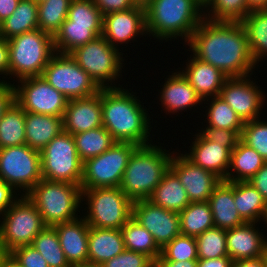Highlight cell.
I'll return each mask as SVG.
<instances>
[{"label":"cell","instance_id":"45","mask_svg":"<svg viewBox=\"0 0 267 267\" xmlns=\"http://www.w3.org/2000/svg\"><path fill=\"white\" fill-rule=\"evenodd\" d=\"M67 18L73 24L102 25L103 15L93 0H72Z\"/></svg>","mask_w":267,"mask_h":267},{"label":"cell","instance_id":"18","mask_svg":"<svg viewBox=\"0 0 267 267\" xmlns=\"http://www.w3.org/2000/svg\"><path fill=\"white\" fill-rule=\"evenodd\" d=\"M145 34V35H144ZM145 8L134 6L131 9L103 15L102 36L118 49L121 44L136 41L139 36L146 37ZM120 46H119V45Z\"/></svg>","mask_w":267,"mask_h":267},{"label":"cell","instance_id":"34","mask_svg":"<svg viewBox=\"0 0 267 267\" xmlns=\"http://www.w3.org/2000/svg\"><path fill=\"white\" fill-rule=\"evenodd\" d=\"M125 249L148 256L154 263L161 255V248L152 234L142 227L133 217L121 228Z\"/></svg>","mask_w":267,"mask_h":267},{"label":"cell","instance_id":"52","mask_svg":"<svg viewBox=\"0 0 267 267\" xmlns=\"http://www.w3.org/2000/svg\"><path fill=\"white\" fill-rule=\"evenodd\" d=\"M248 182L261 193L267 202V161Z\"/></svg>","mask_w":267,"mask_h":267},{"label":"cell","instance_id":"40","mask_svg":"<svg viewBox=\"0 0 267 267\" xmlns=\"http://www.w3.org/2000/svg\"><path fill=\"white\" fill-rule=\"evenodd\" d=\"M31 245L39 251L47 261L49 267H71L60 246L59 238L54 226H46L34 238Z\"/></svg>","mask_w":267,"mask_h":267},{"label":"cell","instance_id":"4","mask_svg":"<svg viewBox=\"0 0 267 267\" xmlns=\"http://www.w3.org/2000/svg\"><path fill=\"white\" fill-rule=\"evenodd\" d=\"M157 144L138 146L129 157L120 189L132 202L149 199L170 169L175 150L170 153Z\"/></svg>","mask_w":267,"mask_h":267},{"label":"cell","instance_id":"66","mask_svg":"<svg viewBox=\"0 0 267 267\" xmlns=\"http://www.w3.org/2000/svg\"><path fill=\"white\" fill-rule=\"evenodd\" d=\"M0 38H1V21H0Z\"/></svg>","mask_w":267,"mask_h":267},{"label":"cell","instance_id":"32","mask_svg":"<svg viewBox=\"0 0 267 267\" xmlns=\"http://www.w3.org/2000/svg\"><path fill=\"white\" fill-rule=\"evenodd\" d=\"M266 163V161L251 147L238 141L231 152L230 167L224 181H249Z\"/></svg>","mask_w":267,"mask_h":267},{"label":"cell","instance_id":"49","mask_svg":"<svg viewBox=\"0 0 267 267\" xmlns=\"http://www.w3.org/2000/svg\"><path fill=\"white\" fill-rule=\"evenodd\" d=\"M102 15L125 11L135 6L132 0H93Z\"/></svg>","mask_w":267,"mask_h":267},{"label":"cell","instance_id":"35","mask_svg":"<svg viewBox=\"0 0 267 267\" xmlns=\"http://www.w3.org/2000/svg\"><path fill=\"white\" fill-rule=\"evenodd\" d=\"M203 103L204 105L205 103L208 104L207 106L205 105L207 107L206 116L205 114L203 115L206 117L204 120V123H206L204 125L206 126L205 128L234 130L241 135L244 122L223 99L219 96H214L204 99Z\"/></svg>","mask_w":267,"mask_h":267},{"label":"cell","instance_id":"64","mask_svg":"<svg viewBox=\"0 0 267 267\" xmlns=\"http://www.w3.org/2000/svg\"><path fill=\"white\" fill-rule=\"evenodd\" d=\"M264 224H267V214H266V218H265V220H264ZM266 226V228H267V225H265Z\"/></svg>","mask_w":267,"mask_h":267},{"label":"cell","instance_id":"53","mask_svg":"<svg viewBox=\"0 0 267 267\" xmlns=\"http://www.w3.org/2000/svg\"><path fill=\"white\" fill-rule=\"evenodd\" d=\"M0 81H6L9 79V46L8 40L0 38ZM8 76V77H7Z\"/></svg>","mask_w":267,"mask_h":267},{"label":"cell","instance_id":"58","mask_svg":"<svg viewBox=\"0 0 267 267\" xmlns=\"http://www.w3.org/2000/svg\"><path fill=\"white\" fill-rule=\"evenodd\" d=\"M0 267H22V266L11 253L0 252Z\"/></svg>","mask_w":267,"mask_h":267},{"label":"cell","instance_id":"31","mask_svg":"<svg viewBox=\"0 0 267 267\" xmlns=\"http://www.w3.org/2000/svg\"><path fill=\"white\" fill-rule=\"evenodd\" d=\"M240 23L245 29L254 63L259 67V62L267 60V9L251 10Z\"/></svg>","mask_w":267,"mask_h":267},{"label":"cell","instance_id":"12","mask_svg":"<svg viewBox=\"0 0 267 267\" xmlns=\"http://www.w3.org/2000/svg\"><path fill=\"white\" fill-rule=\"evenodd\" d=\"M137 147L116 142L101 155L84 161L81 188L120 187L129 157Z\"/></svg>","mask_w":267,"mask_h":267},{"label":"cell","instance_id":"46","mask_svg":"<svg viewBox=\"0 0 267 267\" xmlns=\"http://www.w3.org/2000/svg\"><path fill=\"white\" fill-rule=\"evenodd\" d=\"M102 267H154V262L145 254L125 249L122 253L101 264Z\"/></svg>","mask_w":267,"mask_h":267},{"label":"cell","instance_id":"5","mask_svg":"<svg viewBox=\"0 0 267 267\" xmlns=\"http://www.w3.org/2000/svg\"><path fill=\"white\" fill-rule=\"evenodd\" d=\"M26 196L36 206L46 226L70 222L82 215L80 207L84 204L79 185L42 178Z\"/></svg>","mask_w":267,"mask_h":267},{"label":"cell","instance_id":"13","mask_svg":"<svg viewBox=\"0 0 267 267\" xmlns=\"http://www.w3.org/2000/svg\"><path fill=\"white\" fill-rule=\"evenodd\" d=\"M41 76L68 100L88 97L101 89L70 54L55 52Z\"/></svg>","mask_w":267,"mask_h":267},{"label":"cell","instance_id":"43","mask_svg":"<svg viewBox=\"0 0 267 267\" xmlns=\"http://www.w3.org/2000/svg\"><path fill=\"white\" fill-rule=\"evenodd\" d=\"M157 260L187 261L198 260L195 237L180 234L161 249Z\"/></svg>","mask_w":267,"mask_h":267},{"label":"cell","instance_id":"56","mask_svg":"<svg viewBox=\"0 0 267 267\" xmlns=\"http://www.w3.org/2000/svg\"><path fill=\"white\" fill-rule=\"evenodd\" d=\"M154 267H197V260L169 261L156 260Z\"/></svg>","mask_w":267,"mask_h":267},{"label":"cell","instance_id":"7","mask_svg":"<svg viewBox=\"0 0 267 267\" xmlns=\"http://www.w3.org/2000/svg\"><path fill=\"white\" fill-rule=\"evenodd\" d=\"M122 51L113 47L103 36H98L77 47L70 55L100 88H119L123 86L118 84V80L123 76L121 73L126 64Z\"/></svg>","mask_w":267,"mask_h":267},{"label":"cell","instance_id":"27","mask_svg":"<svg viewBox=\"0 0 267 267\" xmlns=\"http://www.w3.org/2000/svg\"><path fill=\"white\" fill-rule=\"evenodd\" d=\"M26 145L39 152L63 131L62 118L25 112Z\"/></svg>","mask_w":267,"mask_h":267},{"label":"cell","instance_id":"36","mask_svg":"<svg viewBox=\"0 0 267 267\" xmlns=\"http://www.w3.org/2000/svg\"><path fill=\"white\" fill-rule=\"evenodd\" d=\"M25 112L14 101L0 119V149L26 144Z\"/></svg>","mask_w":267,"mask_h":267},{"label":"cell","instance_id":"19","mask_svg":"<svg viewBox=\"0 0 267 267\" xmlns=\"http://www.w3.org/2000/svg\"><path fill=\"white\" fill-rule=\"evenodd\" d=\"M62 124L63 131L71 135L103 126L101 89L94 95L69 100Z\"/></svg>","mask_w":267,"mask_h":267},{"label":"cell","instance_id":"8","mask_svg":"<svg viewBox=\"0 0 267 267\" xmlns=\"http://www.w3.org/2000/svg\"><path fill=\"white\" fill-rule=\"evenodd\" d=\"M82 199L88 209L82 216L91 227L121 229L132 217L133 202L120 187L82 189Z\"/></svg>","mask_w":267,"mask_h":267},{"label":"cell","instance_id":"55","mask_svg":"<svg viewBox=\"0 0 267 267\" xmlns=\"http://www.w3.org/2000/svg\"><path fill=\"white\" fill-rule=\"evenodd\" d=\"M20 0H0V21L11 16L14 10L17 8Z\"/></svg>","mask_w":267,"mask_h":267},{"label":"cell","instance_id":"57","mask_svg":"<svg viewBox=\"0 0 267 267\" xmlns=\"http://www.w3.org/2000/svg\"><path fill=\"white\" fill-rule=\"evenodd\" d=\"M232 267H266V262L263 256L253 259H243L233 261Z\"/></svg>","mask_w":267,"mask_h":267},{"label":"cell","instance_id":"60","mask_svg":"<svg viewBox=\"0 0 267 267\" xmlns=\"http://www.w3.org/2000/svg\"><path fill=\"white\" fill-rule=\"evenodd\" d=\"M136 6L146 7L152 0H132Z\"/></svg>","mask_w":267,"mask_h":267},{"label":"cell","instance_id":"44","mask_svg":"<svg viewBox=\"0 0 267 267\" xmlns=\"http://www.w3.org/2000/svg\"><path fill=\"white\" fill-rule=\"evenodd\" d=\"M240 140L267 161V120L258 118L244 122Z\"/></svg>","mask_w":267,"mask_h":267},{"label":"cell","instance_id":"26","mask_svg":"<svg viewBox=\"0 0 267 267\" xmlns=\"http://www.w3.org/2000/svg\"><path fill=\"white\" fill-rule=\"evenodd\" d=\"M215 227L228 230L245 221L234 204V182L222 180L208 199Z\"/></svg>","mask_w":267,"mask_h":267},{"label":"cell","instance_id":"61","mask_svg":"<svg viewBox=\"0 0 267 267\" xmlns=\"http://www.w3.org/2000/svg\"><path fill=\"white\" fill-rule=\"evenodd\" d=\"M71 267H102L101 265H92V264H80V265H74V266H71Z\"/></svg>","mask_w":267,"mask_h":267},{"label":"cell","instance_id":"59","mask_svg":"<svg viewBox=\"0 0 267 267\" xmlns=\"http://www.w3.org/2000/svg\"><path fill=\"white\" fill-rule=\"evenodd\" d=\"M248 7L253 9H263L267 8V0H246Z\"/></svg>","mask_w":267,"mask_h":267},{"label":"cell","instance_id":"2","mask_svg":"<svg viewBox=\"0 0 267 267\" xmlns=\"http://www.w3.org/2000/svg\"><path fill=\"white\" fill-rule=\"evenodd\" d=\"M129 90L124 87L101 88L103 127L116 142H129L137 146L152 144V118L146 106L142 105L141 97Z\"/></svg>","mask_w":267,"mask_h":267},{"label":"cell","instance_id":"54","mask_svg":"<svg viewBox=\"0 0 267 267\" xmlns=\"http://www.w3.org/2000/svg\"><path fill=\"white\" fill-rule=\"evenodd\" d=\"M233 260L229 256L214 259H198L197 267H232Z\"/></svg>","mask_w":267,"mask_h":267},{"label":"cell","instance_id":"23","mask_svg":"<svg viewBox=\"0 0 267 267\" xmlns=\"http://www.w3.org/2000/svg\"><path fill=\"white\" fill-rule=\"evenodd\" d=\"M60 246L70 266L88 263L89 225L83 216L54 225Z\"/></svg>","mask_w":267,"mask_h":267},{"label":"cell","instance_id":"28","mask_svg":"<svg viewBox=\"0 0 267 267\" xmlns=\"http://www.w3.org/2000/svg\"><path fill=\"white\" fill-rule=\"evenodd\" d=\"M102 36V25L73 24L68 18L53 36L55 52L70 54L77 47Z\"/></svg>","mask_w":267,"mask_h":267},{"label":"cell","instance_id":"30","mask_svg":"<svg viewBox=\"0 0 267 267\" xmlns=\"http://www.w3.org/2000/svg\"><path fill=\"white\" fill-rule=\"evenodd\" d=\"M154 205L180 213L190 200L178 176L169 169L148 199Z\"/></svg>","mask_w":267,"mask_h":267},{"label":"cell","instance_id":"22","mask_svg":"<svg viewBox=\"0 0 267 267\" xmlns=\"http://www.w3.org/2000/svg\"><path fill=\"white\" fill-rule=\"evenodd\" d=\"M178 70L168 73L165 83L159 90V100L164 107L165 114H180L182 111L195 109L196 106L203 105V100L189 84L188 80ZM171 74V75H170ZM161 91V92H160Z\"/></svg>","mask_w":267,"mask_h":267},{"label":"cell","instance_id":"11","mask_svg":"<svg viewBox=\"0 0 267 267\" xmlns=\"http://www.w3.org/2000/svg\"><path fill=\"white\" fill-rule=\"evenodd\" d=\"M41 179L39 151L26 144L0 149V180L17 193L26 195Z\"/></svg>","mask_w":267,"mask_h":267},{"label":"cell","instance_id":"29","mask_svg":"<svg viewBox=\"0 0 267 267\" xmlns=\"http://www.w3.org/2000/svg\"><path fill=\"white\" fill-rule=\"evenodd\" d=\"M234 204L245 222H264L267 202L248 181L234 182Z\"/></svg>","mask_w":267,"mask_h":267},{"label":"cell","instance_id":"16","mask_svg":"<svg viewBox=\"0 0 267 267\" xmlns=\"http://www.w3.org/2000/svg\"><path fill=\"white\" fill-rule=\"evenodd\" d=\"M132 217L152 234L161 249L181 234L179 213L154 205L148 199L133 202Z\"/></svg>","mask_w":267,"mask_h":267},{"label":"cell","instance_id":"25","mask_svg":"<svg viewBox=\"0 0 267 267\" xmlns=\"http://www.w3.org/2000/svg\"><path fill=\"white\" fill-rule=\"evenodd\" d=\"M125 250L121 229L89 226L88 263L101 265Z\"/></svg>","mask_w":267,"mask_h":267},{"label":"cell","instance_id":"37","mask_svg":"<svg viewBox=\"0 0 267 267\" xmlns=\"http://www.w3.org/2000/svg\"><path fill=\"white\" fill-rule=\"evenodd\" d=\"M181 234L197 237L214 227L213 216L208 201L190 202L180 213Z\"/></svg>","mask_w":267,"mask_h":267},{"label":"cell","instance_id":"41","mask_svg":"<svg viewBox=\"0 0 267 267\" xmlns=\"http://www.w3.org/2000/svg\"><path fill=\"white\" fill-rule=\"evenodd\" d=\"M72 0H46L38 5V29L52 36L68 16Z\"/></svg>","mask_w":267,"mask_h":267},{"label":"cell","instance_id":"17","mask_svg":"<svg viewBox=\"0 0 267 267\" xmlns=\"http://www.w3.org/2000/svg\"><path fill=\"white\" fill-rule=\"evenodd\" d=\"M170 169L178 176L190 202H206L222 181L213 172L194 165L180 151L174 152Z\"/></svg>","mask_w":267,"mask_h":267},{"label":"cell","instance_id":"47","mask_svg":"<svg viewBox=\"0 0 267 267\" xmlns=\"http://www.w3.org/2000/svg\"><path fill=\"white\" fill-rule=\"evenodd\" d=\"M201 129V130H200ZM197 128L209 141L227 147L231 152L236 148L240 135L234 130L220 128Z\"/></svg>","mask_w":267,"mask_h":267},{"label":"cell","instance_id":"24","mask_svg":"<svg viewBox=\"0 0 267 267\" xmlns=\"http://www.w3.org/2000/svg\"><path fill=\"white\" fill-rule=\"evenodd\" d=\"M186 61L185 68L183 67L179 71L201 99L219 96L220 90L228 77L220 69L199 60L192 54Z\"/></svg>","mask_w":267,"mask_h":267},{"label":"cell","instance_id":"6","mask_svg":"<svg viewBox=\"0 0 267 267\" xmlns=\"http://www.w3.org/2000/svg\"><path fill=\"white\" fill-rule=\"evenodd\" d=\"M9 79L41 76L54 55L53 36L39 29L8 39Z\"/></svg>","mask_w":267,"mask_h":267},{"label":"cell","instance_id":"65","mask_svg":"<svg viewBox=\"0 0 267 267\" xmlns=\"http://www.w3.org/2000/svg\"><path fill=\"white\" fill-rule=\"evenodd\" d=\"M202 4H204L207 0H199Z\"/></svg>","mask_w":267,"mask_h":267},{"label":"cell","instance_id":"48","mask_svg":"<svg viewBox=\"0 0 267 267\" xmlns=\"http://www.w3.org/2000/svg\"><path fill=\"white\" fill-rule=\"evenodd\" d=\"M10 253L22 267H49L47 261L32 245L20 246Z\"/></svg>","mask_w":267,"mask_h":267},{"label":"cell","instance_id":"63","mask_svg":"<svg viewBox=\"0 0 267 267\" xmlns=\"http://www.w3.org/2000/svg\"><path fill=\"white\" fill-rule=\"evenodd\" d=\"M34 1L37 5L44 3L46 0H32Z\"/></svg>","mask_w":267,"mask_h":267},{"label":"cell","instance_id":"51","mask_svg":"<svg viewBox=\"0 0 267 267\" xmlns=\"http://www.w3.org/2000/svg\"><path fill=\"white\" fill-rule=\"evenodd\" d=\"M21 196L8 184L0 180V214L6 211Z\"/></svg>","mask_w":267,"mask_h":267},{"label":"cell","instance_id":"14","mask_svg":"<svg viewBox=\"0 0 267 267\" xmlns=\"http://www.w3.org/2000/svg\"><path fill=\"white\" fill-rule=\"evenodd\" d=\"M17 83L13 82L15 102L24 112L63 117L69 100L42 76L21 79Z\"/></svg>","mask_w":267,"mask_h":267},{"label":"cell","instance_id":"3","mask_svg":"<svg viewBox=\"0 0 267 267\" xmlns=\"http://www.w3.org/2000/svg\"><path fill=\"white\" fill-rule=\"evenodd\" d=\"M145 19L149 37L159 42L182 38L186 44L204 19L203 4L199 0H152L145 7Z\"/></svg>","mask_w":267,"mask_h":267},{"label":"cell","instance_id":"42","mask_svg":"<svg viewBox=\"0 0 267 267\" xmlns=\"http://www.w3.org/2000/svg\"><path fill=\"white\" fill-rule=\"evenodd\" d=\"M198 259H214L228 256L226 230L212 227L195 237Z\"/></svg>","mask_w":267,"mask_h":267},{"label":"cell","instance_id":"50","mask_svg":"<svg viewBox=\"0 0 267 267\" xmlns=\"http://www.w3.org/2000/svg\"><path fill=\"white\" fill-rule=\"evenodd\" d=\"M13 81H0V119L5 111L15 101Z\"/></svg>","mask_w":267,"mask_h":267},{"label":"cell","instance_id":"1","mask_svg":"<svg viewBox=\"0 0 267 267\" xmlns=\"http://www.w3.org/2000/svg\"><path fill=\"white\" fill-rule=\"evenodd\" d=\"M199 60L220 69L228 78L253 75L256 69L245 29L238 21L203 19L186 43Z\"/></svg>","mask_w":267,"mask_h":267},{"label":"cell","instance_id":"21","mask_svg":"<svg viewBox=\"0 0 267 267\" xmlns=\"http://www.w3.org/2000/svg\"><path fill=\"white\" fill-rule=\"evenodd\" d=\"M257 225L258 223L245 222L226 230L227 252L233 261L253 259L264 255L267 236L262 232L263 229L259 230V225L256 227Z\"/></svg>","mask_w":267,"mask_h":267},{"label":"cell","instance_id":"39","mask_svg":"<svg viewBox=\"0 0 267 267\" xmlns=\"http://www.w3.org/2000/svg\"><path fill=\"white\" fill-rule=\"evenodd\" d=\"M251 9L246 0H207L203 4V16L212 21H238Z\"/></svg>","mask_w":267,"mask_h":267},{"label":"cell","instance_id":"62","mask_svg":"<svg viewBox=\"0 0 267 267\" xmlns=\"http://www.w3.org/2000/svg\"><path fill=\"white\" fill-rule=\"evenodd\" d=\"M263 257L265 259L266 267H267V246H266L265 253H264Z\"/></svg>","mask_w":267,"mask_h":267},{"label":"cell","instance_id":"9","mask_svg":"<svg viewBox=\"0 0 267 267\" xmlns=\"http://www.w3.org/2000/svg\"><path fill=\"white\" fill-rule=\"evenodd\" d=\"M46 227L36 206L21 195L0 214V252L10 253L20 246L31 245Z\"/></svg>","mask_w":267,"mask_h":267},{"label":"cell","instance_id":"33","mask_svg":"<svg viewBox=\"0 0 267 267\" xmlns=\"http://www.w3.org/2000/svg\"><path fill=\"white\" fill-rule=\"evenodd\" d=\"M38 29V5L32 0H20L10 17L1 22V37H11Z\"/></svg>","mask_w":267,"mask_h":267},{"label":"cell","instance_id":"20","mask_svg":"<svg viewBox=\"0 0 267 267\" xmlns=\"http://www.w3.org/2000/svg\"><path fill=\"white\" fill-rule=\"evenodd\" d=\"M195 138L190 144L189 151L182 154L194 165L213 172L222 180L226 179L231 151L219 143L209 141L200 131L195 133Z\"/></svg>","mask_w":267,"mask_h":267},{"label":"cell","instance_id":"15","mask_svg":"<svg viewBox=\"0 0 267 267\" xmlns=\"http://www.w3.org/2000/svg\"><path fill=\"white\" fill-rule=\"evenodd\" d=\"M252 76L227 78L220 90L223 99L243 122L261 118L267 93L251 79ZM259 85V86H258Z\"/></svg>","mask_w":267,"mask_h":267},{"label":"cell","instance_id":"10","mask_svg":"<svg viewBox=\"0 0 267 267\" xmlns=\"http://www.w3.org/2000/svg\"><path fill=\"white\" fill-rule=\"evenodd\" d=\"M40 153L43 179L81 185L83 163L73 135L62 131Z\"/></svg>","mask_w":267,"mask_h":267},{"label":"cell","instance_id":"38","mask_svg":"<svg viewBox=\"0 0 267 267\" xmlns=\"http://www.w3.org/2000/svg\"><path fill=\"white\" fill-rule=\"evenodd\" d=\"M73 137L78 157L82 163L101 155L116 143L112 135L103 126L74 134Z\"/></svg>","mask_w":267,"mask_h":267}]
</instances>
